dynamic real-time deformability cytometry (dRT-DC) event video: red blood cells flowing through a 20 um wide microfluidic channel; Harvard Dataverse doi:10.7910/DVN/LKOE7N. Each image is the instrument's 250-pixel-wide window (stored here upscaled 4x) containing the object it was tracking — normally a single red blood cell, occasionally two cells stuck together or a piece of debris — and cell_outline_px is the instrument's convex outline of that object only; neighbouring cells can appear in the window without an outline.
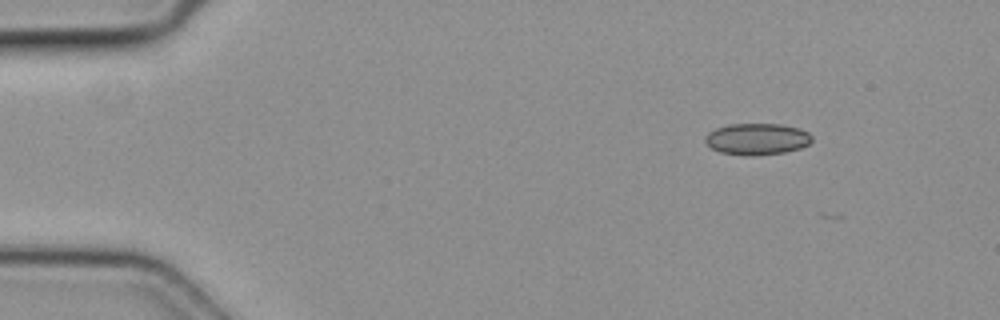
{"species": "common noctule bat (a hibernating species)", "species_latin": "Nyctalus noctula", "temperature_condition": "cold", "stored_images_in_passage": 4, "camera_frame_rate_fps": 3000, "um_per_image_px": 0.085, "animal": {"sex": "female", "body_mass_g": 19.3, "forearm_length_mm": 54.1}, "frame": {"image": 1, "passage_image": 1, "time_ms": 0.0, "image_size_px": [1000, 320], "cell_outline_px": [[812, 140], [808, 144], [800, 148], [784, 152], [756, 156], [720, 152], [712, 148], [704, 140], [708, 132], [716, 128], [728, 124], [784, 124], [800, 128], [808, 132], [812, 136]], "centroid_in_image_um": [64.37, 11.8], "position_along_channel_um": 20.6, "area_um2": 19.59}}